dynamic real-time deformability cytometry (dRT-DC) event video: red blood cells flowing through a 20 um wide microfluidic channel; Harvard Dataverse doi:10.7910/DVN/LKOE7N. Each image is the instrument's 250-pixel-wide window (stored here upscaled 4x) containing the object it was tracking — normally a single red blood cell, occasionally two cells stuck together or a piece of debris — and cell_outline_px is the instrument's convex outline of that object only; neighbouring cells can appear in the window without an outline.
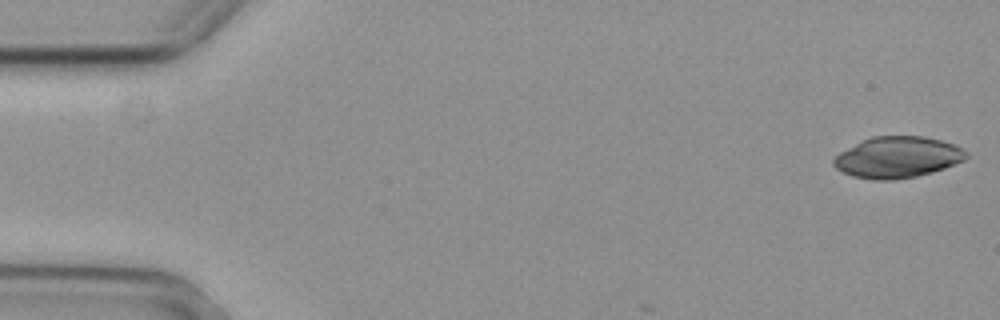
{"species": "common noctule bat (a hibernating species)", "species_latin": "Nyctalus noctula", "temperature_condition": "cold", "stored_images_in_passage": 4, "camera_frame_rate_fps": 3000, "um_per_image_px": 0.085, "animal": {"sex": "female", "body_mass_g": 29.2, "forearm_length_mm": 56.3}, "frame": {"image": 1, "passage_image": 1, "time_ms": 0.0, "image_size_px": [1000, 320], "cell_outline_px": [[968, 156], [964, 160], [944, 168], [932, 172], [916, 176], [892, 180], [872, 180], [852, 176], [836, 168], [832, 164], [832, 160], [840, 152], [872, 136], [924, 136], [940, 140], [952, 144], [968, 152]], "centroid_in_image_um": [76.28, 13.37], "position_along_channel_um": 8.7, "area_um2": 31.62}}